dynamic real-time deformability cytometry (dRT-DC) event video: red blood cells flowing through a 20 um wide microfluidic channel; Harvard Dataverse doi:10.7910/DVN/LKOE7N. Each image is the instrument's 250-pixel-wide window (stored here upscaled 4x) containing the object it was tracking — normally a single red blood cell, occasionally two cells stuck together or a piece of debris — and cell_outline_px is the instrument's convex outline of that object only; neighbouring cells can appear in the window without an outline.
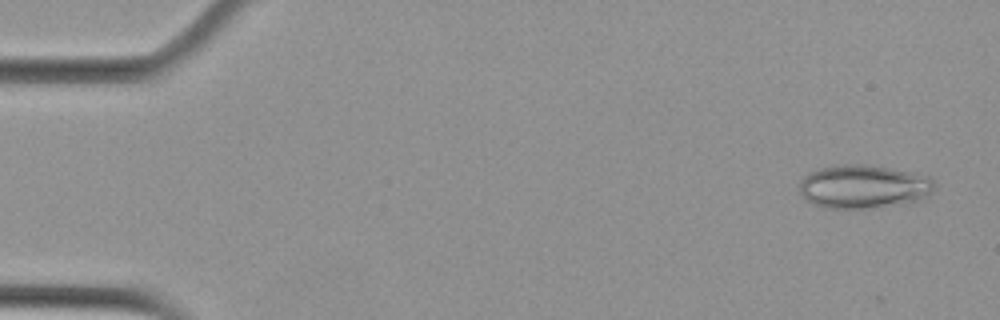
{"species": "Egyptian fruit bat (a non-hibernating species)", "species_latin": "Rousettus aegyptiacus", "temperature_condition": "cold", "stored_images_in_passage": 55, "camera_frame_rate_fps": 3000, "um_per_image_px": 0.085, "animal": {"sex": "female"}, "frame": {"image": 1, "passage_image": 3, "time_ms": 0.667, "image_size_px": [1000, 320], "cell_outline_px": [[936, 188], [928, 196], [920, 200], [900, 204], [864, 208], [824, 208], [812, 204], [804, 200], [800, 192], [800, 180], [804, 176], [820, 168], [832, 164], [864, 164], [912, 172], [928, 176], [936, 184]], "centroid_in_image_um": [73.39, 15.86], "position_along_channel_um": 11.6, "area_um2": 34.51}}
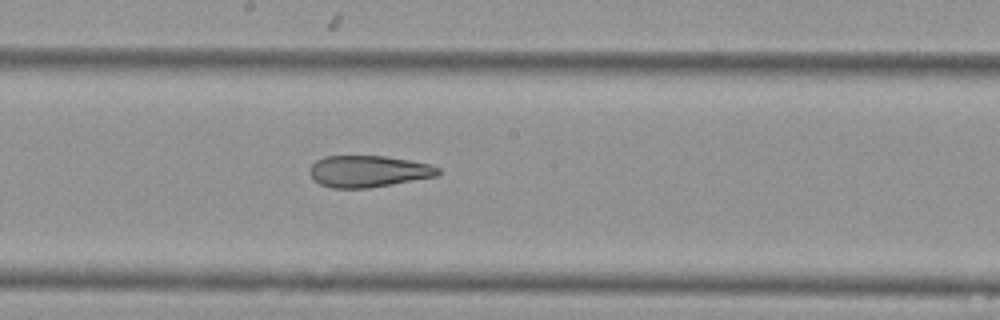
{"frame": {"image": 2, "passage_image": 30, "time_ms": 9.667, "image_size_px": [1000, 320], "cell_outline_px": [[440, 172], [436, 176], [368, 188], [332, 188], [320, 184], [308, 172], [308, 168], [316, 160], [324, 156], [384, 156], [408, 160], [428, 164], [440, 168]], "centroid_in_image_um": [31.26, 14.56], "position_along_channel_um": 216.9, "area_um2": 23.47}}
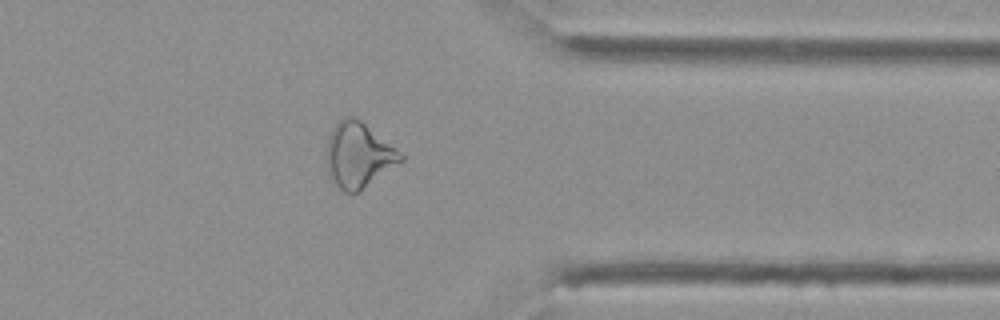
{"frame": {"image": 3, "passage_image": 44, "time_ms": 14.333, "image_size_px": [1000, 320], "cell_outline_px": [[404, 160], [360, 192], [344, 192], [332, 184], [328, 176], [324, 152], [328, 136], [332, 128], [344, 116], [356, 116], [396, 148], [404, 156]], "centroid_in_image_um": [30.42, 13.2], "position_along_channel_um": 381.0, "area_um2": 28.84}, "authors_computed_cell_mechanics": {"area_um2": 28.7844, "velocity_mm_per_s": 3.6964, "shape_relaxation_time_tau1_ms": null, "shape_relaxation_time_tau2_ms": 3.544, "deformation_change_tau1": null, "deformation_change_tau2": 0.1381}}